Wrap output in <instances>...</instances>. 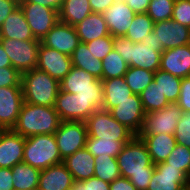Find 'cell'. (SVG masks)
<instances>
[{
  "mask_svg": "<svg viewBox=\"0 0 190 190\" xmlns=\"http://www.w3.org/2000/svg\"><path fill=\"white\" fill-rule=\"evenodd\" d=\"M12 67L10 58L0 43V68Z\"/></svg>",
  "mask_w": 190,
  "mask_h": 190,
  "instance_id": "53",
  "label": "cell"
},
{
  "mask_svg": "<svg viewBox=\"0 0 190 190\" xmlns=\"http://www.w3.org/2000/svg\"><path fill=\"white\" fill-rule=\"evenodd\" d=\"M60 90L76 94V91L103 90L100 79L78 67H72L71 71L59 82Z\"/></svg>",
  "mask_w": 190,
  "mask_h": 190,
  "instance_id": "22",
  "label": "cell"
},
{
  "mask_svg": "<svg viewBox=\"0 0 190 190\" xmlns=\"http://www.w3.org/2000/svg\"><path fill=\"white\" fill-rule=\"evenodd\" d=\"M153 81L155 84H158L169 103H177L181 91L182 78L158 69L154 73Z\"/></svg>",
  "mask_w": 190,
  "mask_h": 190,
  "instance_id": "31",
  "label": "cell"
},
{
  "mask_svg": "<svg viewBox=\"0 0 190 190\" xmlns=\"http://www.w3.org/2000/svg\"><path fill=\"white\" fill-rule=\"evenodd\" d=\"M167 165L182 170L188 177L190 175V149L177 144L165 161Z\"/></svg>",
  "mask_w": 190,
  "mask_h": 190,
  "instance_id": "39",
  "label": "cell"
},
{
  "mask_svg": "<svg viewBox=\"0 0 190 190\" xmlns=\"http://www.w3.org/2000/svg\"><path fill=\"white\" fill-rule=\"evenodd\" d=\"M104 91V104L102 109L109 111L111 108L129 99L134 93L125 82L124 77L101 80Z\"/></svg>",
  "mask_w": 190,
  "mask_h": 190,
  "instance_id": "27",
  "label": "cell"
},
{
  "mask_svg": "<svg viewBox=\"0 0 190 190\" xmlns=\"http://www.w3.org/2000/svg\"><path fill=\"white\" fill-rule=\"evenodd\" d=\"M40 42L46 47L53 48L69 56L72 55L74 50L81 43L75 27L60 20Z\"/></svg>",
  "mask_w": 190,
  "mask_h": 190,
  "instance_id": "17",
  "label": "cell"
},
{
  "mask_svg": "<svg viewBox=\"0 0 190 190\" xmlns=\"http://www.w3.org/2000/svg\"><path fill=\"white\" fill-rule=\"evenodd\" d=\"M92 9L89 0H64L59 14V20L71 26L79 24L84 20Z\"/></svg>",
  "mask_w": 190,
  "mask_h": 190,
  "instance_id": "28",
  "label": "cell"
},
{
  "mask_svg": "<svg viewBox=\"0 0 190 190\" xmlns=\"http://www.w3.org/2000/svg\"><path fill=\"white\" fill-rule=\"evenodd\" d=\"M109 112L120 124L125 125L135 135L139 134L146 114L139 94H133Z\"/></svg>",
  "mask_w": 190,
  "mask_h": 190,
  "instance_id": "12",
  "label": "cell"
},
{
  "mask_svg": "<svg viewBox=\"0 0 190 190\" xmlns=\"http://www.w3.org/2000/svg\"><path fill=\"white\" fill-rule=\"evenodd\" d=\"M159 69L180 78L189 77L190 44L164 50Z\"/></svg>",
  "mask_w": 190,
  "mask_h": 190,
  "instance_id": "20",
  "label": "cell"
},
{
  "mask_svg": "<svg viewBox=\"0 0 190 190\" xmlns=\"http://www.w3.org/2000/svg\"><path fill=\"white\" fill-rule=\"evenodd\" d=\"M73 183L72 174L60 163L41 170L37 190H71Z\"/></svg>",
  "mask_w": 190,
  "mask_h": 190,
  "instance_id": "21",
  "label": "cell"
},
{
  "mask_svg": "<svg viewBox=\"0 0 190 190\" xmlns=\"http://www.w3.org/2000/svg\"><path fill=\"white\" fill-rule=\"evenodd\" d=\"M187 190H190V175L188 177V188H187Z\"/></svg>",
  "mask_w": 190,
  "mask_h": 190,
  "instance_id": "54",
  "label": "cell"
},
{
  "mask_svg": "<svg viewBox=\"0 0 190 190\" xmlns=\"http://www.w3.org/2000/svg\"><path fill=\"white\" fill-rule=\"evenodd\" d=\"M183 114L177 103H170L166 108L145 114L138 135L170 134L174 135L178 121Z\"/></svg>",
  "mask_w": 190,
  "mask_h": 190,
  "instance_id": "9",
  "label": "cell"
},
{
  "mask_svg": "<svg viewBox=\"0 0 190 190\" xmlns=\"http://www.w3.org/2000/svg\"><path fill=\"white\" fill-rule=\"evenodd\" d=\"M116 0H89L92 12L103 13Z\"/></svg>",
  "mask_w": 190,
  "mask_h": 190,
  "instance_id": "52",
  "label": "cell"
},
{
  "mask_svg": "<svg viewBox=\"0 0 190 190\" xmlns=\"http://www.w3.org/2000/svg\"><path fill=\"white\" fill-rule=\"evenodd\" d=\"M25 140L12 129L0 130V168H12L23 162Z\"/></svg>",
  "mask_w": 190,
  "mask_h": 190,
  "instance_id": "18",
  "label": "cell"
},
{
  "mask_svg": "<svg viewBox=\"0 0 190 190\" xmlns=\"http://www.w3.org/2000/svg\"><path fill=\"white\" fill-rule=\"evenodd\" d=\"M72 67L71 56L40 43L36 67L38 70L48 73L60 82L71 71Z\"/></svg>",
  "mask_w": 190,
  "mask_h": 190,
  "instance_id": "13",
  "label": "cell"
},
{
  "mask_svg": "<svg viewBox=\"0 0 190 190\" xmlns=\"http://www.w3.org/2000/svg\"><path fill=\"white\" fill-rule=\"evenodd\" d=\"M137 136L141 137L146 144L154 165L160 162H165L174 150V147L177 145L174 135L170 134Z\"/></svg>",
  "mask_w": 190,
  "mask_h": 190,
  "instance_id": "25",
  "label": "cell"
},
{
  "mask_svg": "<svg viewBox=\"0 0 190 190\" xmlns=\"http://www.w3.org/2000/svg\"><path fill=\"white\" fill-rule=\"evenodd\" d=\"M18 6L19 0H0V27Z\"/></svg>",
  "mask_w": 190,
  "mask_h": 190,
  "instance_id": "47",
  "label": "cell"
},
{
  "mask_svg": "<svg viewBox=\"0 0 190 190\" xmlns=\"http://www.w3.org/2000/svg\"><path fill=\"white\" fill-rule=\"evenodd\" d=\"M23 162L39 170L63 163L54 134H38L25 140Z\"/></svg>",
  "mask_w": 190,
  "mask_h": 190,
  "instance_id": "5",
  "label": "cell"
},
{
  "mask_svg": "<svg viewBox=\"0 0 190 190\" xmlns=\"http://www.w3.org/2000/svg\"><path fill=\"white\" fill-rule=\"evenodd\" d=\"M188 176L165 162L155 164L147 190H187Z\"/></svg>",
  "mask_w": 190,
  "mask_h": 190,
  "instance_id": "15",
  "label": "cell"
},
{
  "mask_svg": "<svg viewBox=\"0 0 190 190\" xmlns=\"http://www.w3.org/2000/svg\"><path fill=\"white\" fill-rule=\"evenodd\" d=\"M60 122L55 107L23 102L12 130L25 138L38 134H55Z\"/></svg>",
  "mask_w": 190,
  "mask_h": 190,
  "instance_id": "3",
  "label": "cell"
},
{
  "mask_svg": "<svg viewBox=\"0 0 190 190\" xmlns=\"http://www.w3.org/2000/svg\"><path fill=\"white\" fill-rule=\"evenodd\" d=\"M142 42L133 43L125 37L113 39V49L118 52L129 67H138L156 72L160 68L162 46L151 32Z\"/></svg>",
  "mask_w": 190,
  "mask_h": 190,
  "instance_id": "2",
  "label": "cell"
},
{
  "mask_svg": "<svg viewBox=\"0 0 190 190\" xmlns=\"http://www.w3.org/2000/svg\"><path fill=\"white\" fill-rule=\"evenodd\" d=\"M35 39L42 40L59 21L58 11L35 3H19Z\"/></svg>",
  "mask_w": 190,
  "mask_h": 190,
  "instance_id": "11",
  "label": "cell"
},
{
  "mask_svg": "<svg viewBox=\"0 0 190 190\" xmlns=\"http://www.w3.org/2000/svg\"><path fill=\"white\" fill-rule=\"evenodd\" d=\"M88 136L107 140L130 141L135 134L115 120L109 111L96 110L86 121Z\"/></svg>",
  "mask_w": 190,
  "mask_h": 190,
  "instance_id": "6",
  "label": "cell"
},
{
  "mask_svg": "<svg viewBox=\"0 0 190 190\" xmlns=\"http://www.w3.org/2000/svg\"><path fill=\"white\" fill-rule=\"evenodd\" d=\"M74 67L83 69L95 78L102 80V61L96 59L85 43H80L71 55Z\"/></svg>",
  "mask_w": 190,
  "mask_h": 190,
  "instance_id": "30",
  "label": "cell"
},
{
  "mask_svg": "<svg viewBox=\"0 0 190 190\" xmlns=\"http://www.w3.org/2000/svg\"><path fill=\"white\" fill-rule=\"evenodd\" d=\"M63 164L72 174L74 180L83 181L94 176L95 157L86 148L66 157Z\"/></svg>",
  "mask_w": 190,
  "mask_h": 190,
  "instance_id": "24",
  "label": "cell"
},
{
  "mask_svg": "<svg viewBox=\"0 0 190 190\" xmlns=\"http://www.w3.org/2000/svg\"><path fill=\"white\" fill-rule=\"evenodd\" d=\"M74 27L82 43H87L110 34L102 13L92 12Z\"/></svg>",
  "mask_w": 190,
  "mask_h": 190,
  "instance_id": "26",
  "label": "cell"
},
{
  "mask_svg": "<svg viewBox=\"0 0 190 190\" xmlns=\"http://www.w3.org/2000/svg\"><path fill=\"white\" fill-rule=\"evenodd\" d=\"M21 73L13 67L0 68V88L21 87Z\"/></svg>",
  "mask_w": 190,
  "mask_h": 190,
  "instance_id": "43",
  "label": "cell"
},
{
  "mask_svg": "<svg viewBox=\"0 0 190 190\" xmlns=\"http://www.w3.org/2000/svg\"><path fill=\"white\" fill-rule=\"evenodd\" d=\"M110 190H137V188L128 178L120 176L110 183Z\"/></svg>",
  "mask_w": 190,
  "mask_h": 190,
  "instance_id": "49",
  "label": "cell"
},
{
  "mask_svg": "<svg viewBox=\"0 0 190 190\" xmlns=\"http://www.w3.org/2000/svg\"><path fill=\"white\" fill-rule=\"evenodd\" d=\"M94 171L95 177L109 183L121 176L117 159L110 155L95 157Z\"/></svg>",
  "mask_w": 190,
  "mask_h": 190,
  "instance_id": "37",
  "label": "cell"
},
{
  "mask_svg": "<svg viewBox=\"0 0 190 190\" xmlns=\"http://www.w3.org/2000/svg\"><path fill=\"white\" fill-rule=\"evenodd\" d=\"M11 65L21 74L36 69L40 40L0 39Z\"/></svg>",
  "mask_w": 190,
  "mask_h": 190,
  "instance_id": "7",
  "label": "cell"
},
{
  "mask_svg": "<svg viewBox=\"0 0 190 190\" xmlns=\"http://www.w3.org/2000/svg\"><path fill=\"white\" fill-rule=\"evenodd\" d=\"M175 0H150L147 15L154 23L170 20Z\"/></svg>",
  "mask_w": 190,
  "mask_h": 190,
  "instance_id": "38",
  "label": "cell"
},
{
  "mask_svg": "<svg viewBox=\"0 0 190 190\" xmlns=\"http://www.w3.org/2000/svg\"><path fill=\"white\" fill-rule=\"evenodd\" d=\"M113 39L114 37L109 34L108 36L89 41L85 44L92 55L102 61L103 58L113 50Z\"/></svg>",
  "mask_w": 190,
  "mask_h": 190,
  "instance_id": "40",
  "label": "cell"
},
{
  "mask_svg": "<svg viewBox=\"0 0 190 190\" xmlns=\"http://www.w3.org/2000/svg\"><path fill=\"white\" fill-rule=\"evenodd\" d=\"M0 190H14L12 168H0Z\"/></svg>",
  "mask_w": 190,
  "mask_h": 190,
  "instance_id": "48",
  "label": "cell"
},
{
  "mask_svg": "<svg viewBox=\"0 0 190 190\" xmlns=\"http://www.w3.org/2000/svg\"><path fill=\"white\" fill-rule=\"evenodd\" d=\"M171 19L190 28V0H175Z\"/></svg>",
  "mask_w": 190,
  "mask_h": 190,
  "instance_id": "42",
  "label": "cell"
},
{
  "mask_svg": "<svg viewBox=\"0 0 190 190\" xmlns=\"http://www.w3.org/2000/svg\"><path fill=\"white\" fill-rule=\"evenodd\" d=\"M0 39L37 40L26 21L20 6H18L0 27Z\"/></svg>",
  "mask_w": 190,
  "mask_h": 190,
  "instance_id": "23",
  "label": "cell"
},
{
  "mask_svg": "<svg viewBox=\"0 0 190 190\" xmlns=\"http://www.w3.org/2000/svg\"><path fill=\"white\" fill-rule=\"evenodd\" d=\"M76 95L83 100L93 101L100 109L104 104V91L103 90H85L76 91Z\"/></svg>",
  "mask_w": 190,
  "mask_h": 190,
  "instance_id": "46",
  "label": "cell"
},
{
  "mask_svg": "<svg viewBox=\"0 0 190 190\" xmlns=\"http://www.w3.org/2000/svg\"><path fill=\"white\" fill-rule=\"evenodd\" d=\"M55 140L61 159L85 148L87 142V127L82 121H61L55 132Z\"/></svg>",
  "mask_w": 190,
  "mask_h": 190,
  "instance_id": "8",
  "label": "cell"
},
{
  "mask_svg": "<svg viewBox=\"0 0 190 190\" xmlns=\"http://www.w3.org/2000/svg\"><path fill=\"white\" fill-rule=\"evenodd\" d=\"M177 104L183 112H190V76L182 78Z\"/></svg>",
  "mask_w": 190,
  "mask_h": 190,
  "instance_id": "45",
  "label": "cell"
},
{
  "mask_svg": "<svg viewBox=\"0 0 190 190\" xmlns=\"http://www.w3.org/2000/svg\"><path fill=\"white\" fill-rule=\"evenodd\" d=\"M128 141L107 140L87 137L85 148L94 156L110 155L116 158Z\"/></svg>",
  "mask_w": 190,
  "mask_h": 190,
  "instance_id": "32",
  "label": "cell"
},
{
  "mask_svg": "<svg viewBox=\"0 0 190 190\" xmlns=\"http://www.w3.org/2000/svg\"><path fill=\"white\" fill-rule=\"evenodd\" d=\"M140 98L146 114L166 108L170 104L154 81L142 91Z\"/></svg>",
  "mask_w": 190,
  "mask_h": 190,
  "instance_id": "35",
  "label": "cell"
},
{
  "mask_svg": "<svg viewBox=\"0 0 190 190\" xmlns=\"http://www.w3.org/2000/svg\"><path fill=\"white\" fill-rule=\"evenodd\" d=\"M21 87L24 102L48 107L55 106L60 90L57 79L37 68L21 75Z\"/></svg>",
  "mask_w": 190,
  "mask_h": 190,
  "instance_id": "4",
  "label": "cell"
},
{
  "mask_svg": "<svg viewBox=\"0 0 190 190\" xmlns=\"http://www.w3.org/2000/svg\"><path fill=\"white\" fill-rule=\"evenodd\" d=\"M121 177L128 178L137 190H147L155 165L141 137L135 135L116 157Z\"/></svg>",
  "mask_w": 190,
  "mask_h": 190,
  "instance_id": "1",
  "label": "cell"
},
{
  "mask_svg": "<svg viewBox=\"0 0 190 190\" xmlns=\"http://www.w3.org/2000/svg\"><path fill=\"white\" fill-rule=\"evenodd\" d=\"M55 110L61 121L85 122L96 110L100 108L91 100H83L76 94L59 90Z\"/></svg>",
  "mask_w": 190,
  "mask_h": 190,
  "instance_id": "10",
  "label": "cell"
},
{
  "mask_svg": "<svg viewBox=\"0 0 190 190\" xmlns=\"http://www.w3.org/2000/svg\"><path fill=\"white\" fill-rule=\"evenodd\" d=\"M41 170L20 162L12 167L14 190H37Z\"/></svg>",
  "mask_w": 190,
  "mask_h": 190,
  "instance_id": "29",
  "label": "cell"
},
{
  "mask_svg": "<svg viewBox=\"0 0 190 190\" xmlns=\"http://www.w3.org/2000/svg\"><path fill=\"white\" fill-rule=\"evenodd\" d=\"M177 144L190 149V112H183L174 132Z\"/></svg>",
  "mask_w": 190,
  "mask_h": 190,
  "instance_id": "41",
  "label": "cell"
},
{
  "mask_svg": "<svg viewBox=\"0 0 190 190\" xmlns=\"http://www.w3.org/2000/svg\"><path fill=\"white\" fill-rule=\"evenodd\" d=\"M19 3H35L60 11L64 0H19Z\"/></svg>",
  "mask_w": 190,
  "mask_h": 190,
  "instance_id": "51",
  "label": "cell"
},
{
  "mask_svg": "<svg viewBox=\"0 0 190 190\" xmlns=\"http://www.w3.org/2000/svg\"><path fill=\"white\" fill-rule=\"evenodd\" d=\"M153 33L163 50L190 44V28L172 19L154 23Z\"/></svg>",
  "mask_w": 190,
  "mask_h": 190,
  "instance_id": "14",
  "label": "cell"
},
{
  "mask_svg": "<svg viewBox=\"0 0 190 190\" xmlns=\"http://www.w3.org/2000/svg\"><path fill=\"white\" fill-rule=\"evenodd\" d=\"M135 14L147 13L150 0H125Z\"/></svg>",
  "mask_w": 190,
  "mask_h": 190,
  "instance_id": "50",
  "label": "cell"
},
{
  "mask_svg": "<svg viewBox=\"0 0 190 190\" xmlns=\"http://www.w3.org/2000/svg\"><path fill=\"white\" fill-rule=\"evenodd\" d=\"M154 73L147 69L128 67L124 79L134 94H141L153 82Z\"/></svg>",
  "mask_w": 190,
  "mask_h": 190,
  "instance_id": "34",
  "label": "cell"
},
{
  "mask_svg": "<svg viewBox=\"0 0 190 190\" xmlns=\"http://www.w3.org/2000/svg\"><path fill=\"white\" fill-rule=\"evenodd\" d=\"M24 102L22 87L0 88V129H13Z\"/></svg>",
  "mask_w": 190,
  "mask_h": 190,
  "instance_id": "16",
  "label": "cell"
},
{
  "mask_svg": "<svg viewBox=\"0 0 190 190\" xmlns=\"http://www.w3.org/2000/svg\"><path fill=\"white\" fill-rule=\"evenodd\" d=\"M154 21L147 15V13L135 14L132 19V24L128 28L125 38L131 40L133 43L142 42L147 35L153 32Z\"/></svg>",
  "mask_w": 190,
  "mask_h": 190,
  "instance_id": "33",
  "label": "cell"
},
{
  "mask_svg": "<svg viewBox=\"0 0 190 190\" xmlns=\"http://www.w3.org/2000/svg\"><path fill=\"white\" fill-rule=\"evenodd\" d=\"M71 190H110V183L95 176L87 180H74Z\"/></svg>",
  "mask_w": 190,
  "mask_h": 190,
  "instance_id": "44",
  "label": "cell"
},
{
  "mask_svg": "<svg viewBox=\"0 0 190 190\" xmlns=\"http://www.w3.org/2000/svg\"><path fill=\"white\" fill-rule=\"evenodd\" d=\"M102 15L108 26L110 35L116 38L126 35L135 13L125 1H115Z\"/></svg>",
  "mask_w": 190,
  "mask_h": 190,
  "instance_id": "19",
  "label": "cell"
},
{
  "mask_svg": "<svg viewBox=\"0 0 190 190\" xmlns=\"http://www.w3.org/2000/svg\"><path fill=\"white\" fill-rule=\"evenodd\" d=\"M128 67L122 56L113 49L102 60V80L124 77Z\"/></svg>",
  "mask_w": 190,
  "mask_h": 190,
  "instance_id": "36",
  "label": "cell"
}]
</instances>
